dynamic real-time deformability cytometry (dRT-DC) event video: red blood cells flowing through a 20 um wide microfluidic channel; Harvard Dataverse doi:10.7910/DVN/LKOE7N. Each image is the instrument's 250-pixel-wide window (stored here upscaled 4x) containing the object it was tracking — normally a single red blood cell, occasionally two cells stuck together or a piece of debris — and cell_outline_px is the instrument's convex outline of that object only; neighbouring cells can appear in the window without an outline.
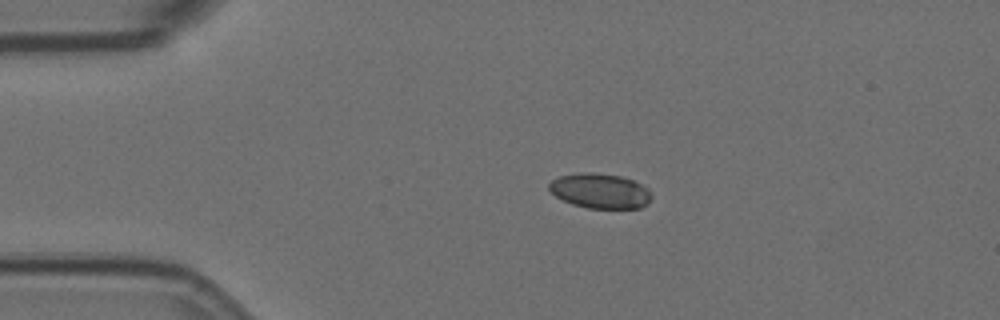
{"species": "Egyptian fruit bat (a non-hibernating species)", "species_latin": "Rousettus aegyptiacus", "temperature_condition": "room temperature", "stored_images_in_passage": 11, "camera_frame_rate_fps": 3000, "um_per_image_px": 0.085, "animal": {"sex": "female"}, "frame": {"image": 1, "passage_image": 2, "time_ms": 0.333, "image_size_px": [1000, 320], "cell_outline_px": [[652, 196], [648, 204], [640, 208], [588, 208], [572, 204], [556, 196], [548, 188], [548, 184], [552, 180], [560, 176], [580, 172], [592, 172], [620, 176], [632, 180], [648, 188]], "centroid_in_image_um": [51.01, 16.23], "position_along_channel_um": 34.0, "area_um2": 20.81}}
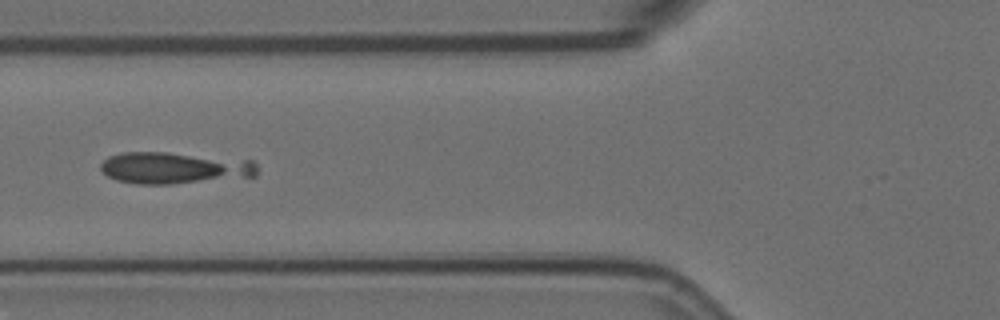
{"frame": {"image": 2, "passage_image": 4, "time_ms": 1.0, "image_size_px": [1000, 320], "cell_outline_px": [[256, 176], [172, 184], [136, 184], [116, 180], [108, 176], [100, 168], [100, 164], [108, 156], [124, 152], [168, 152], [252, 160], [256, 164]], "centroid_in_image_um": [14.79, 14.27], "position_along_channel_um": 111.0, "area_um2": 28.9}}
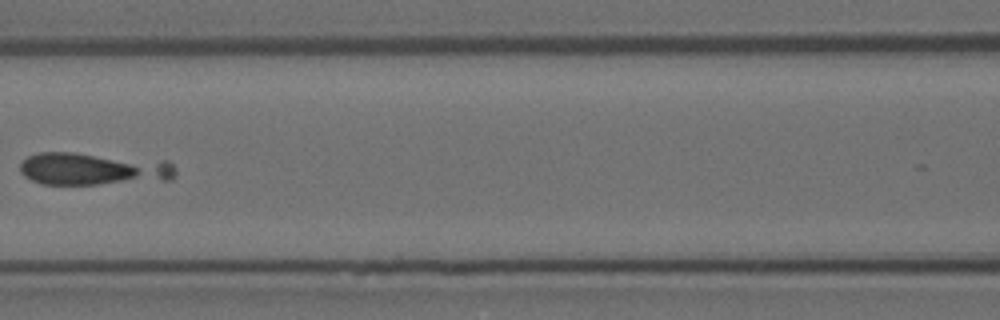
{"frame": {"image": 3, "passage_image": 5, "time_ms": 1.333, "image_size_px": [1000, 320], "cell_outline_px": [[176, 176], [172, 180], [100, 184], [40, 184], [24, 176], [20, 172], [20, 164], [28, 156], [40, 152], [72, 152], [168, 160], [176, 168]], "centroid_in_image_um": [7.98, 14.35], "position_along_channel_um": 158.6, "area_um2": 30.0}}